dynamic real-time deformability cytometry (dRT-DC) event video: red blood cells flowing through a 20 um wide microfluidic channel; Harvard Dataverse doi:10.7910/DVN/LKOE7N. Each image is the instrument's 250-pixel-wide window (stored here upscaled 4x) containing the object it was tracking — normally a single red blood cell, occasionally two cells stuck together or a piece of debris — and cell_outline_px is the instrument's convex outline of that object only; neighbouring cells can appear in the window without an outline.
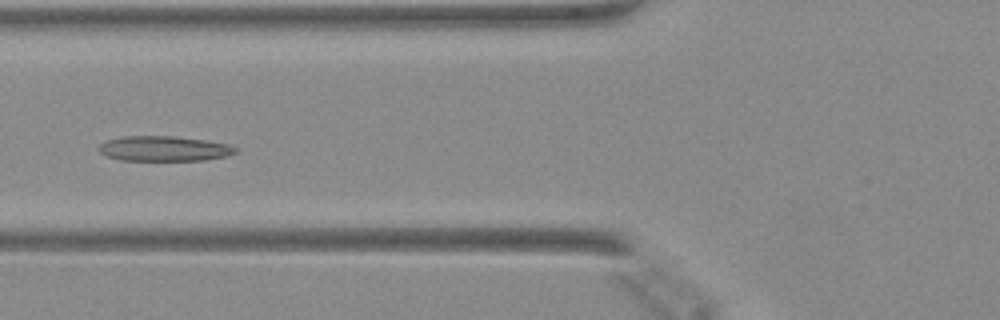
{"species": "Egyptian fruit bat (a non-hibernating species)", "species_latin": "Rousettus aegyptiacus", "temperature_condition": "warm", "stored_images_in_passage": 47, "camera_frame_rate_fps": 3000, "um_per_image_px": 0.085, "animal": {"sex": "female"}, "frame": {"image": 1, "passage_image": 18, "time_ms": 5.667, "image_size_px": [1000, 320], "cell_outline_px": [[236, 152], [228, 156], [204, 160], [120, 160], [108, 156], [100, 152], [100, 144], [108, 140], [124, 136], [176, 136], [204, 140], [228, 144], [236, 148]], "centroid_in_image_um": [13.97, 12.63], "position_along_channel_um": 111.8, "area_um2": 19.77}}
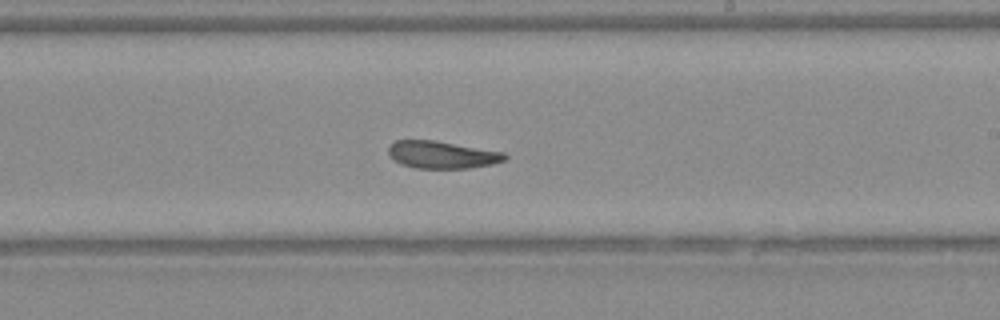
{"frame": {"image": 2, "passage_image": 28, "time_ms": 9.0, "image_size_px": [1000, 320], "cell_outline_px": [[508, 156], [504, 160], [492, 164], [468, 168], [416, 168], [400, 164], [388, 152], [388, 148], [396, 140], [432, 140], [504, 152]], "centroid_in_image_um": [37.58, 13.15], "position_along_channel_um": 251.4, "area_um2": 18.26}}
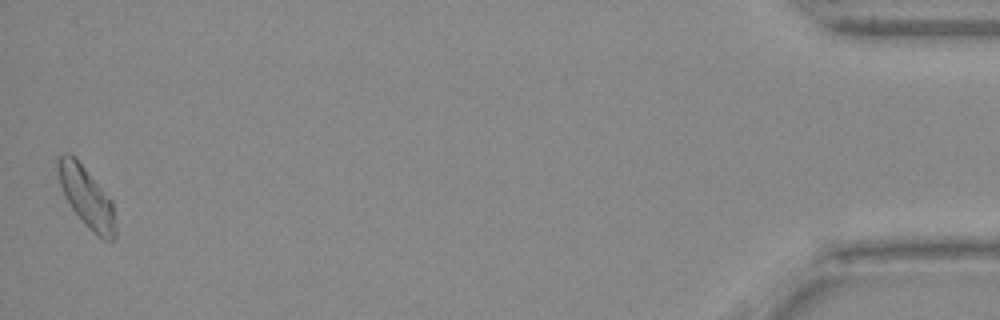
{"frame": {"image": 3, "passage_image": 47, "time_ms": 15.333, "image_size_px": [1000, 320], "cell_outline_px": [[116, 236], [112, 240], [104, 240], [96, 236], [84, 224], [72, 208], [64, 196], [60, 184], [56, 168], [56, 156], [64, 152], [68, 152], [84, 168], [112, 200], [116, 228]], "centroid_in_image_um": [7.33, 16.77], "position_along_channel_um": 427.9, "area_um2": 20.23}}